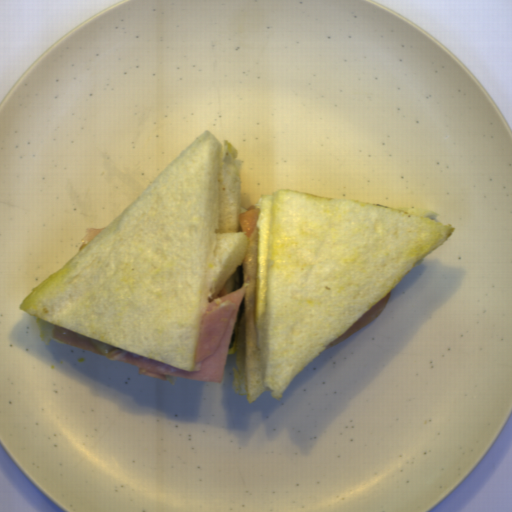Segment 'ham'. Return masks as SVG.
<instances>
[{"label":"ham","mask_w":512,"mask_h":512,"mask_svg":"<svg viewBox=\"0 0 512 512\" xmlns=\"http://www.w3.org/2000/svg\"><path fill=\"white\" fill-rule=\"evenodd\" d=\"M391 297V290L381 298L366 314H364L354 325H352L346 332H344L339 338H337L334 342H332L329 346H335L338 343L344 341L349 338L369 323L374 321L387 307L389 299Z\"/></svg>","instance_id":"obj_2"},{"label":"ham","mask_w":512,"mask_h":512,"mask_svg":"<svg viewBox=\"0 0 512 512\" xmlns=\"http://www.w3.org/2000/svg\"><path fill=\"white\" fill-rule=\"evenodd\" d=\"M260 217V208L256 206H250L245 212H240L238 215L239 223L242 232L245 236H250L253 232Z\"/></svg>","instance_id":"obj_3"},{"label":"ham","mask_w":512,"mask_h":512,"mask_svg":"<svg viewBox=\"0 0 512 512\" xmlns=\"http://www.w3.org/2000/svg\"><path fill=\"white\" fill-rule=\"evenodd\" d=\"M105 228H90L85 232V236L81 242L79 251L85 247L92 239H94Z\"/></svg>","instance_id":"obj_4"},{"label":"ham","mask_w":512,"mask_h":512,"mask_svg":"<svg viewBox=\"0 0 512 512\" xmlns=\"http://www.w3.org/2000/svg\"><path fill=\"white\" fill-rule=\"evenodd\" d=\"M245 288L226 294L225 287L209 302L200 316L193 371H187L151 357L112 350L101 354L85 337L54 324L52 337L66 345L120 361L138 368L139 374L161 380L172 376L192 381L223 382L225 363L237 313Z\"/></svg>","instance_id":"obj_1"}]
</instances>
